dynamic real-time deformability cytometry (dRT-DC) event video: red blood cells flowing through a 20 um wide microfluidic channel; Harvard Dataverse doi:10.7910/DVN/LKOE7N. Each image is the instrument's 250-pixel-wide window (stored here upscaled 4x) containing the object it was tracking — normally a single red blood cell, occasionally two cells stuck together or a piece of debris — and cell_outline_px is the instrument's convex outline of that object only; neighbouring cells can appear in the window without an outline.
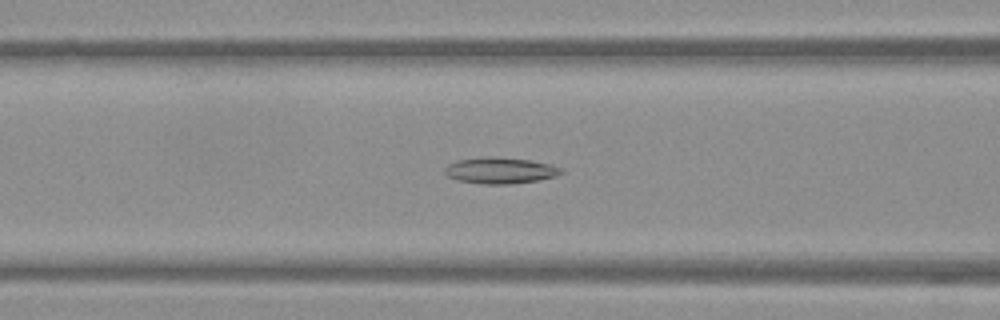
{"species": "Egyptian fruit bat (a non-hibernating species)", "species_latin": "Rousettus aegyptiacus", "temperature_condition": "warm", "stored_images_in_passage": 53, "camera_frame_rate_fps": 3000, "um_per_image_px": 0.085, "frame": {"image": 1, "passage_image": 22, "time_ms": 7.0, "image_size_px": [1000, 320], "cell_outline_px": [[564, 172], [556, 176], [540, 180], [508, 184], [480, 184], [456, 180], [448, 176], [444, 172], [444, 168], [448, 164], [456, 160], [488, 156], [496, 156], [532, 160], [552, 164], [564, 168]], "centroid_in_image_um": [42.54, 14.48], "position_along_channel_um": 124.1, "area_um2": 18.21}}
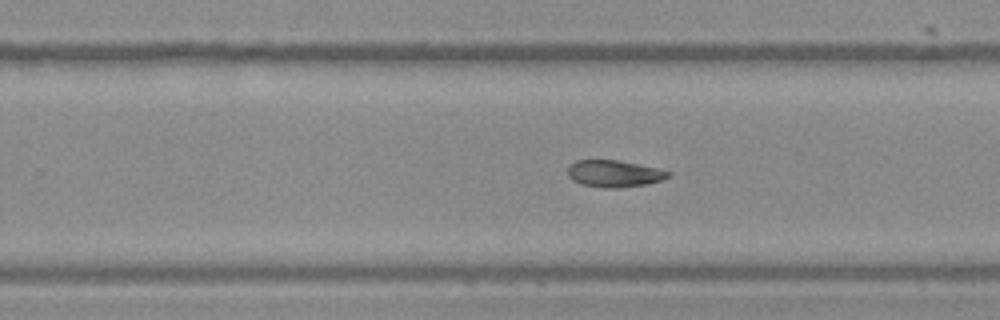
{"frame": {"image": 2, "passage_image": 34, "time_ms": 11.0, "image_size_px": [1000, 320], "cell_outline_px": [[672, 176], [648, 184], [620, 188], [604, 188], [580, 184], [572, 180], [568, 176], [568, 164], [576, 160], [620, 160], [656, 168], [672, 172]], "centroid_in_image_um": [52.19, 14.76], "position_along_channel_um": 277.6, "area_um2": 15.95}}
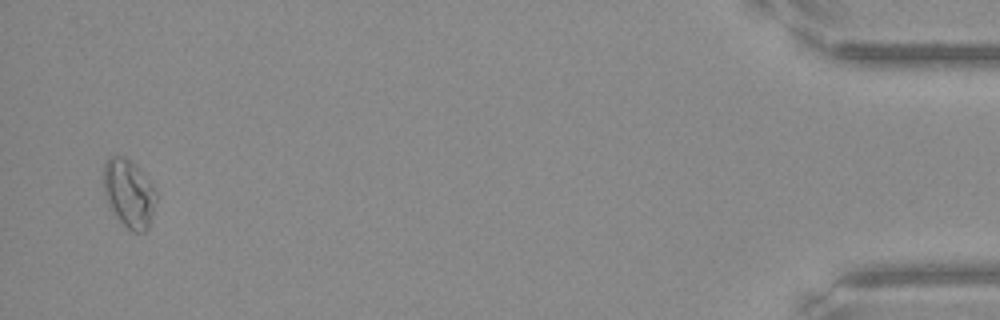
{"frame": {"image": 3, "passage_image": 52, "time_ms": 17.0, "image_size_px": [1000, 320], "cell_outline_px": [[156, 200], [152, 216], [148, 228], [144, 232], [132, 232], [116, 216], [108, 204], [104, 192], [104, 160], [112, 156], [124, 156], [136, 164], [156, 184]], "centroid_in_image_um": [11.0, 16.39], "position_along_channel_um": 424.2, "area_um2": 21.27}}